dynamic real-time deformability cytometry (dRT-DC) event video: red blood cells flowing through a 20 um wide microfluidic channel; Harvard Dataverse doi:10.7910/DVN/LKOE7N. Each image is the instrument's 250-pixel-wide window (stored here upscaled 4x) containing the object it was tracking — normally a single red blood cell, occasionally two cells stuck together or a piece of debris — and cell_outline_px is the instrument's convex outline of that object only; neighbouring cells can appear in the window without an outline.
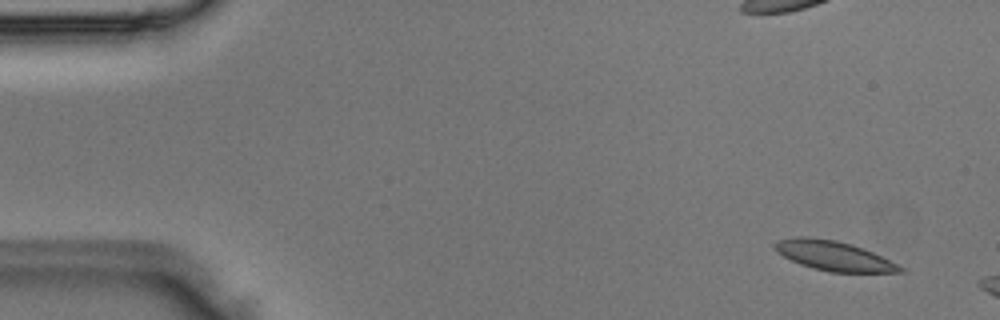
{"species": "Egyptian fruit bat (a non-hibernating species)", "species_latin": "Rousettus aegyptiacus", "temperature_condition": "room temperature", "stored_images_in_passage": 3, "camera_frame_rate_fps": 3000, "um_per_image_px": 0.085, "animal": {"sex": "male"}, "frame": {"image": 1, "passage_image": 1, "time_ms": 0.0, "image_size_px": [1000, 320], "cell_outline_px": [[904, 272], [828, 272], [812, 268], [800, 264], [776, 252], [772, 244], [776, 240], [796, 236], [808, 236], [836, 240], [852, 244], [872, 252], [904, 268]], "centroid_in_image_um": [70.79, 21.73], "position_along_channel_um": 14.2, "area_um2": 21.62}}